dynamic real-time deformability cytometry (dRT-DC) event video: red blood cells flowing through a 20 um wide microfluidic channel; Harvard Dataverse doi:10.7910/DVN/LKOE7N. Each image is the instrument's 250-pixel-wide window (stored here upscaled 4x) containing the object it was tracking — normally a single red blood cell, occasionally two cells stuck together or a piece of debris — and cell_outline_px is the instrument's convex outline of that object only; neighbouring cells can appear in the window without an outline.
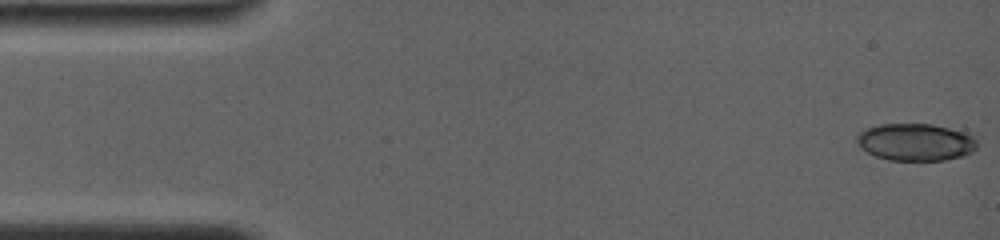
{"species": "common noctule bat (a hibernating species)", "species_latin": "Nyctalus noctula", "temperature_condition": "room temperature", "stored_images_in_passage": 17, "camera_frame_rate_fps": 4000, "um_per_image_px": 0.085, "animal": {"sex": "female", "body_mass_g": 19.0, "forearm_length_mm": 56.7}, "frame": {"image": 1, "passage_image": 1, "time_ms": 0.0, "image_size_px": [1000, 240], "cell_outline_px": [[976, 148], [972, 152], [964, 156], [944, 160], [888, 160], [876, 156], [860, 148], [856, 144], [856, 136], [864, 128], [880, 124], [932, 124], [964, 132], [972, 136], [976, 140]], "centroid_in_image_um": [77.79, 12.08], "position_along_channel_um": 7.2, "area_um2": 26.18}}
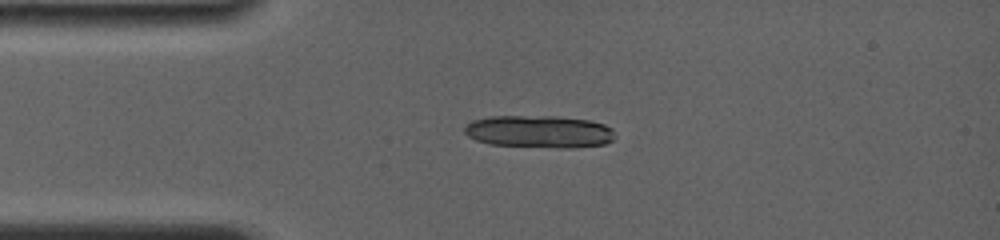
{"frame": {"image": 2, "passage_image": 15, "time_ms": 3.5, "image_size_px": [1000, 240], "cell_outline_px": [[616, 136], [612, 140], [604, 144], [572, 148], [560, 148], [492, 144], [476, 140], [468, 136], [464, 132], [464, 128], [472, 120], [492, 116], [556, 116], [588, 120], [604, 124], [612, 128]], "centroid_in_image_um": [45.85, 11.18], "position_along_channel_um": 39.1, "area_um2": 28.44}}